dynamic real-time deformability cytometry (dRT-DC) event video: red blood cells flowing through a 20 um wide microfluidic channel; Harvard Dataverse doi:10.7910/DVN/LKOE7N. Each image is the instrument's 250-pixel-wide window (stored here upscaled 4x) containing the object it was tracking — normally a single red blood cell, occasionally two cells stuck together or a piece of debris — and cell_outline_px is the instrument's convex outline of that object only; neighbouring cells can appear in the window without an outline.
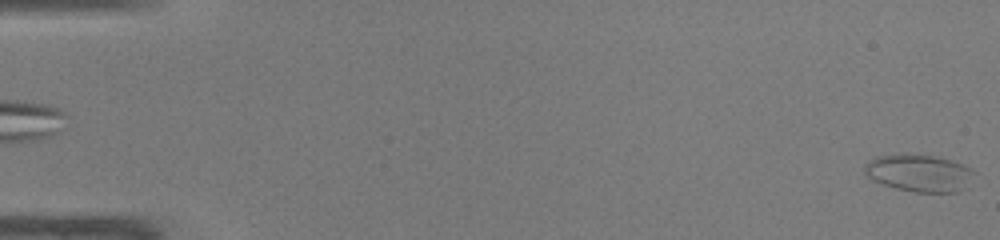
{"species": "common noctule bat (a hibernating species)", "species_latin": "Nyctalus noctula", "temperature_condition": "warm", "stored_images_in_passage": 49, "camera_frame_rate_fps": 3000, "um_per_image_px": 0.085, "animal": {"sex": "male", "body_mass_g": 19.0, "forearm_length_mm": 50.8}, "frame": {"image": 1, "passage_image": 1, "time_ms": 0.0, "image_size_px": [1000, 240], "cell_outline_px": [[976, 172], [968, 188], [956, 192], [916, 192], [896, 188], [872, 180], [864, 172], [864, 164], [876, 156], [900, 152], [932, 156], [948, 160], [960, 164]], "centroid_in_image_um": [78.11, 14.7], "position_along_channel_um": 6.9, "area_um2": 23.99}}
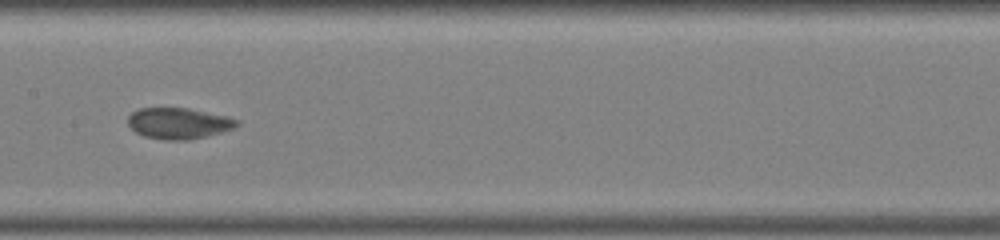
{"frame": {"image": 2, "passage_image": 26, "time_ms": 8.333, "image_size_px": [1000, 240], "cell_outline_px": [[240, 124], [232, 128], [220, 132], [188, 140], [164, 140], [144, 136], [136, 132], [128, 124], [128, 116], [132, 112], [140, 108], [188, 108], [224, 116], [240, 120]], "centroid_in_image_um": [15.16, 10.48], "position_along_channel_um": 192.2, "area_um2": 19.48}}
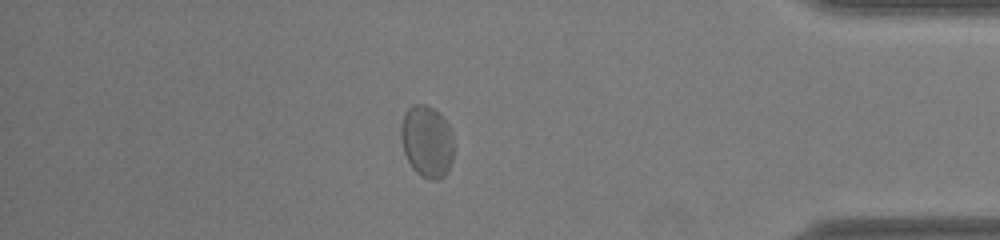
{"frame": {"image": 3, "passage_image": 43, "time_ms": 14.0, "image_size_px": [1000, 240], "cell_outline_px": [[452, 160], [448, 172], [444, 176], [436, 180], [432, 180], [416, 172], [412, 168], [404, 152], [400, 136], [400, 128], [404, 112], [412, 104], [428, 104], [440, 112], [448, 124], [452, 132]], "centroid_in_image_um": [36.28, 11.98], "position_along_channel_um": 398.9, "area_um2": 22.37}, "authors_computed_cell_mechanics": {"area_um2": 20.2878, "velocity_mm_per_s": 4.1858, "shape_relaxation_time_tau1_ms": 3.7221, "shape_relaxation_time_tau2_ms": null, "deformation_change_tau1": 0.0939, "deformation_change_tau2": null}}